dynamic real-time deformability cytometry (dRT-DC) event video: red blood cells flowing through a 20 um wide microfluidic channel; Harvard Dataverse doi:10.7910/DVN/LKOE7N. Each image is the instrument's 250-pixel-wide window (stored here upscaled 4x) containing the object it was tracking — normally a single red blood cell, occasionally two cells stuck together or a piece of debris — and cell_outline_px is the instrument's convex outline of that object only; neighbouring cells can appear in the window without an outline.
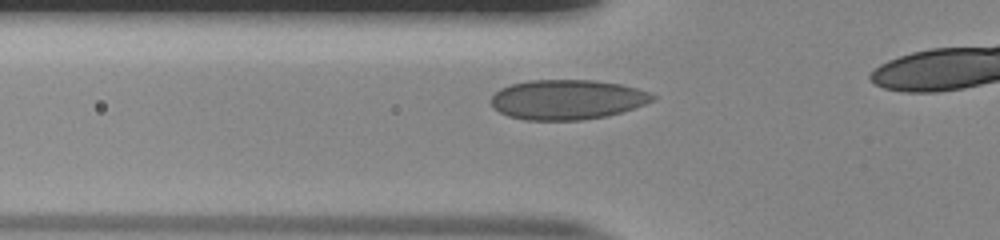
{"species": "human", "species_latin": "Homo sapiens", "temperature_condition": "room temperature", "stored_images_in_passage": 30, "camera_frame_rate_fps": 3000, "um_per_image_px": 0.085, "donor": {"sex": "male"}, "frame": {"image": 1, "passage_image": 5, "time_ms": 1.333, "image_size_px": [1000, 240], "cell_outline_px": [[656, 96], [652, 100], [644, 104], [608, 116], [580, 120], [524, 120], [508, 116], [492, 108], [492, 96], [500, 88], [512, 84], [528, 80], [596, 80], [620, 84], [636, 88], [648, 92]], "centroid_in_image_um": [48.18, 8.46], "position_along_channel_um": 77.6, "area_um2": 37.4}}
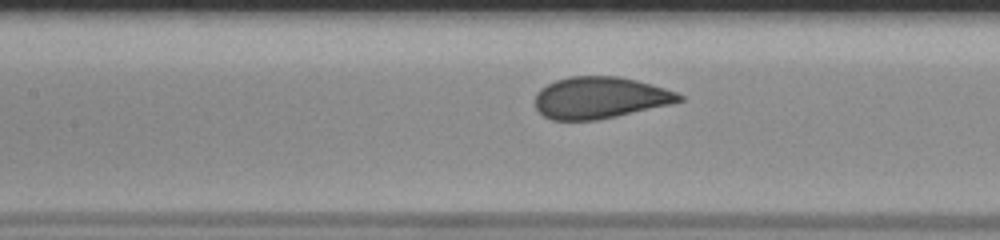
{"frame": {"image": 2, "passage_image": 11, "time_ms": 3.333, "image_size_px": [1000, 240], "cell_outline_px": [[684, 100], [672, 104], [616, 116], [596, 120], [552, 120], [544, 116], [536, 108], [536, 92], [540, 88], [556, 80], [568, 76], [616, 76], [636, 80], [664, 88], [676, 92], [684, 96]], "centroid_in_image_um": [51.0, 8.3], "position_along_channel_um": 156.4, "area_um2": 34.91}}
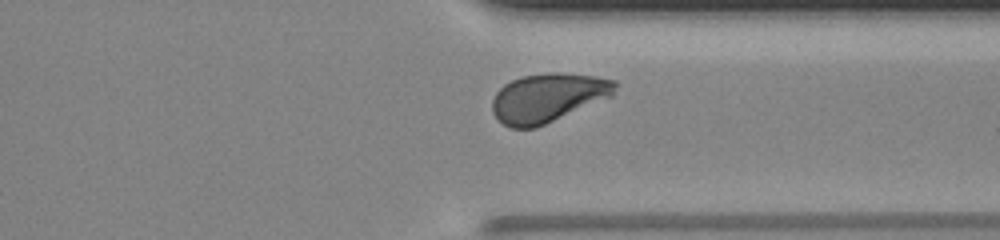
{"frame": {"image": 3, "passage_image": 27, "time_ms": 8.667, "image_size_px": [1000, 240], "cell_outline_px": [[616, 84], [612, 96], [536, 128], [512, 128], [504, 124], [492, 112], [492, 100], [496, 92], [504, 84], [512, 80], [524, 76], [548, 72], [556, 72], [596, 76], [616, 80]], "centroid_in_image_um": [46.56, 8.3], "position_along_channel_um": 364.8, "area_um2": 34.8}}